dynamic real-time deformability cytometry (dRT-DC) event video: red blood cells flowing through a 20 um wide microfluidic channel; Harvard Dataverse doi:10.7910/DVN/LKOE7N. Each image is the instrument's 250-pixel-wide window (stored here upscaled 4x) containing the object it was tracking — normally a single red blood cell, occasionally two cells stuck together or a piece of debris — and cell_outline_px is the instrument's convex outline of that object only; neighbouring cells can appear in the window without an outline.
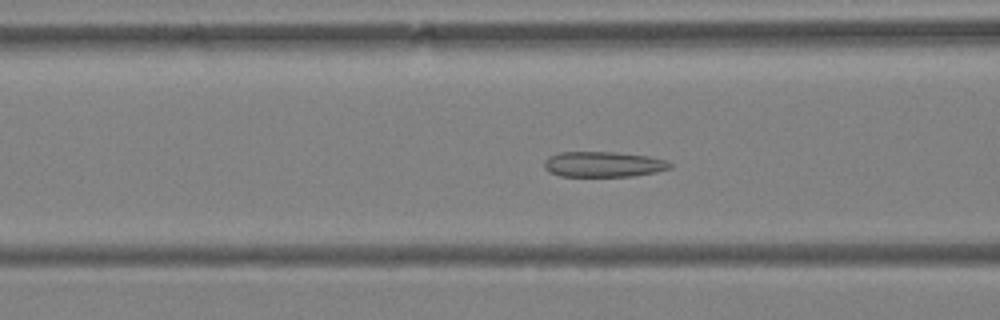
{"species": "Egyptian fruit bat (a non-hibernating species)", "species_latin": "Rousettus aegyptiacus", "temperature_condition": "warm", "stored_images_in_passage": 54, "camera_frame_rate_fps": 3000, "um_per_image_px": 0.085, "animal": {"sex": "female"}, "frame": {"image": 1, "passage_image": 19, "time_ms": 6.0, "image_size_px": [1000, 320], "cell_outline_px": [[672, 168], [656, 172], [632, 176], [560, 176], [548, 172], [544, 168], [544, 160], [548, 156], [556, 152], [616, 152], [648, 156], [664, 160], [672, 164]], "centroid_in_image_um": [51.24, 13.96], "position_along_channel_um": 115.4, "area_um2": 18.79}}
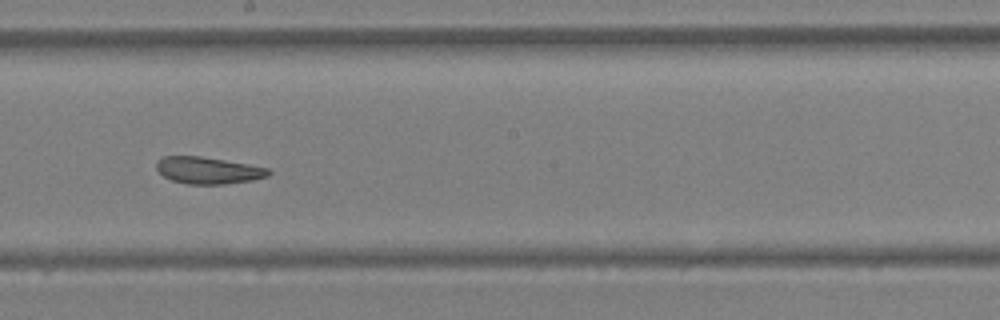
{"frame": {"image": 2, "passage_image": 29, "time_ms": 9.333, "image_size_px": [1000, 320], "cell_outline_px": [[272, 172], [268, 176], [252, 180], [224, 184], [188, 184], [172, 180], [164, 176], [156, 168], [156, 164], [164, 156], [200, 156], [248, 164], [268, 168]], "centroid_in_image_um": [17.71, 14.48], "position_along_channel_um": 230.5, "area_um2": 17.34}}
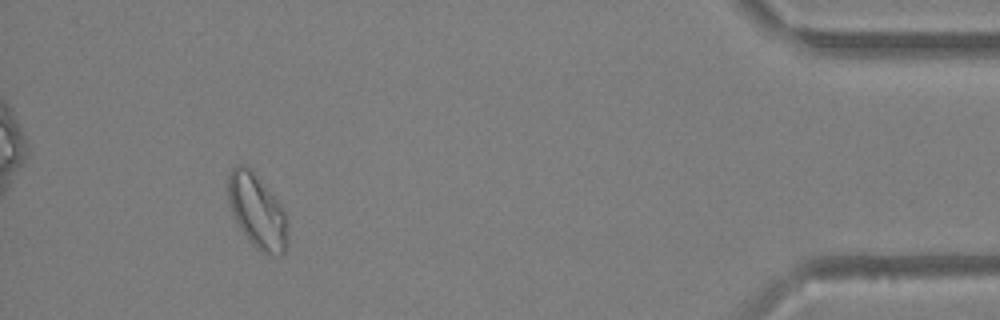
{"frame": {"image": 3, "passage_image": 50, "time_ms": 16.333, "image_size_px": [1000, 320], "cell_outline_px": [[288, 248], [280, 256], [260, 252], [248, 240], [240, 228], [232, 212], [228, 200], [228, 172], [236, 164], [240, 164], [248, 168], [252, 172], [280, 204], [284, 212], [288, 224]], "centroid_in_image_um": [21.87, 18.01], "position_along_channel_um": 413.3, "area_um2": 25.49}, "authors_computed_cell_mechanics": {"area_um2": 20.9525, "velocity_mm_per_s": 3.4657, "shape_relaxation_time_tau1_ms": null, "shape_relaxation_time_tau2_ms": 2.1506, "deformation_change_tau1": null, "deformation_change_tau2": 0.0607}}